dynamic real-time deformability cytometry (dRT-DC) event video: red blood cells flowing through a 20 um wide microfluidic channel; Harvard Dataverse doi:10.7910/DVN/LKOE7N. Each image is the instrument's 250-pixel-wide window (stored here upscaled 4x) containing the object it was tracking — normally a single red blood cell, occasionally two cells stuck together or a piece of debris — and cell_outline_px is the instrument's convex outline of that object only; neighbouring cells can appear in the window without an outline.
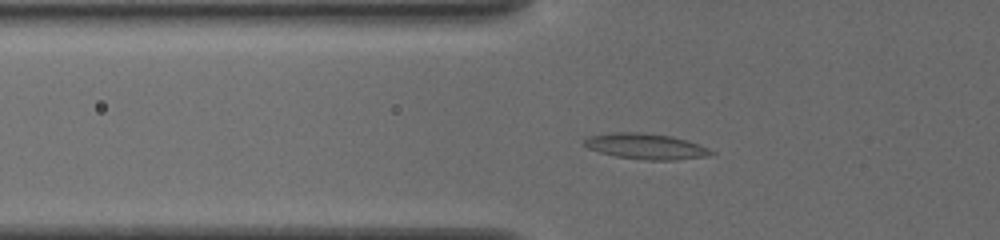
{"species": "common noctule bat (a hibernating species)", "species_latin": "Nyctalus noctula", "temperature_condition": "cold", "stored_images_in_passage": 40, "camera_frame_rate_fps": 3000, "um_per_image_px": 0.085, "animal": {"sex": "female", "body_mass_g": 19.5, "forearm_length_mm": 54.1}, "frame": {"image": 1, "passage_image": 6, "time_ms": 1.667, "image_size_px": [1000, 240], "cell_outline_px": [[716, 152], [708, 156], [672, 160], [648, 160], [616, 156], [600, 152], [588, 148], [584, 144], [584, 140], [588, 136], [616, 132], [640, 132], [672, 136], [688, 140], [708, 148]], "centroid_in_image_um": [54.92, 12.43], "position_along_channel_um": 70.9, "area_um2": 18.9}}
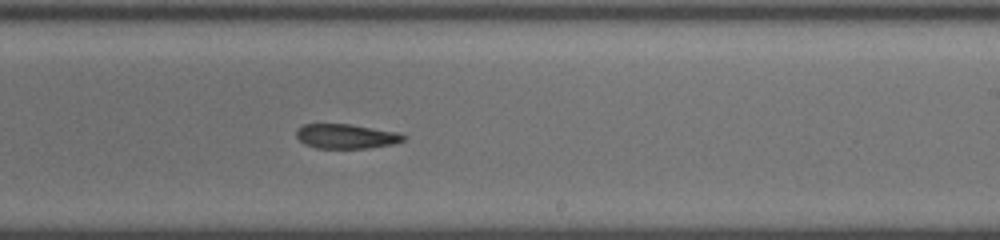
{"frame": {"image": 2, "passage_image": 21, "time_ms": 6.667, "image_size_px": [1000, 240], "cell_outline_px": [[408, 136], [404, 140], [392, 144], [368, 148], [316, 148], [304, 144], [296, 136], [296, 128], [304, 124], [352, 124], [400, 132]], "centroid_in_image_um": [29.44, 11.57], "position_along_channel_um": 259.6, "area_um2": 15.55}}
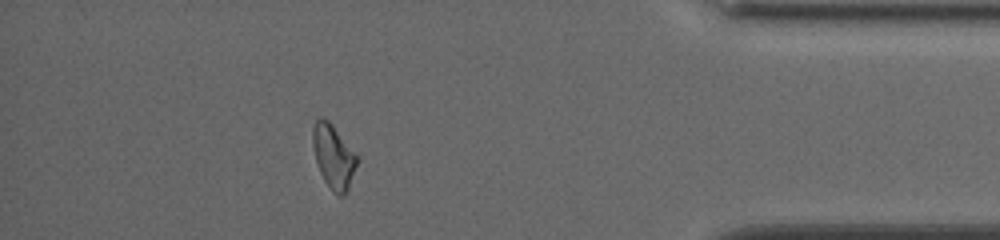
{"frame": {"image": 3, "passage_image": 35, "time_ms": 11.333, "image_size_px": [1000, 240], "cell_outline_px": [[356, 164], [348, 188], [344, 196], [336, 196], [332, 192], [324, 180], [320, 172], [316, 160], [312, 144], [312, 128], [316, 120], [320, 116], [324, 116], [332, 124], [356, 156]], "centroid_in_image_um": [28.29, 13.3], "position_along_channel_um": 406.9, "area_um2": 16.13}, "authors_computed_cell_mechanics": {"area_um2": 16.0395, "velocity_mm_per_s": 3.8487, "shape_relaxation_time_tau1_ms": 5.576, "shape_relaxation_time_tau2_ms": null, "deformation_change_tau1": 0.1622, "deformation_change_tau2": null}}